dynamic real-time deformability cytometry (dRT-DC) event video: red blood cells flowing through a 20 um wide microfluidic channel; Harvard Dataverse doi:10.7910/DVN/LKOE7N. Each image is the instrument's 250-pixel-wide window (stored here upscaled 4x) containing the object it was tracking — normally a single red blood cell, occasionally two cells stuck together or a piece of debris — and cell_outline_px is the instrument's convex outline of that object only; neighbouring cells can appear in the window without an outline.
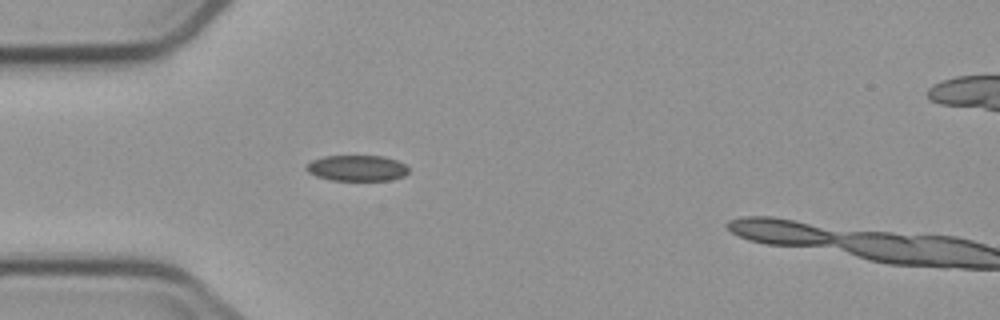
{"species": "common noctule bat (a hibernating species)", "species_latin": "Nyctalus noctula", "temperature_condition": "cold", "stored_images_in_passage": 4, "camera_frame_rate_fps": 3000, "um_per_image_px": 0.085, "animal": {"sex": "male", "body_mass_g": 23.1, "forearm_length_mm": 52.7}, "frame": {"image": 1, "passage_image": 3, "time_ms": 2.333, "image_size_px": [1000, 320], "cell_outline_px": [[408, 172], [404, 176], [392, 180], [332, 180], [316, 176], [308, 172], [304, 168], [312, 160], [324, 156], [384, 156], [396, 160], [404, 164], [408, 168]], "centroid_in_image_um": [30.34, 14.29], "position_along_channel_um": 54.7, "area_um2": 15.37}}